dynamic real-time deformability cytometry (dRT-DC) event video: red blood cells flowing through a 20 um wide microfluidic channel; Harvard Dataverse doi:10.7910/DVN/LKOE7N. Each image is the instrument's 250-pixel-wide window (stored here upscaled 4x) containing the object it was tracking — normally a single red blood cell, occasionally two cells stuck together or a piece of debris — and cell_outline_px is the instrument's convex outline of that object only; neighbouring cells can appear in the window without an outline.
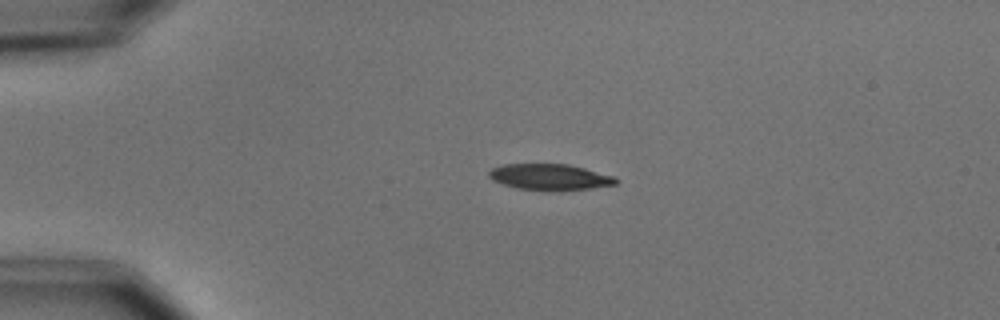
{"species": "common noctule bat (a hibernating species)", "species_latin": "Nyctalus noctula", "temperature_condition": "cold", "stored_images_in_passage": 4, "camera_frame_rate_fps": 3000, "um_per_image_px": 0.085, "animal": {"sex": "male", "body_mass_g": 15.6}, "frame": {"image": 1, "passage_image": 1, "time_ms": 0.0, "image_size_px": [1000, 320], "cell_outline_px": [[620, 180], [616, 184], [588, 188], [516, 188], [492, 180], [488, 176], [488, 172], [492, 168], [500, 164], [568, 164], [616, 176]], "centroid_in_image_um": [46.72, 14.99], "position_along_channel_um": 38.3, "area_um2": 18.55}}
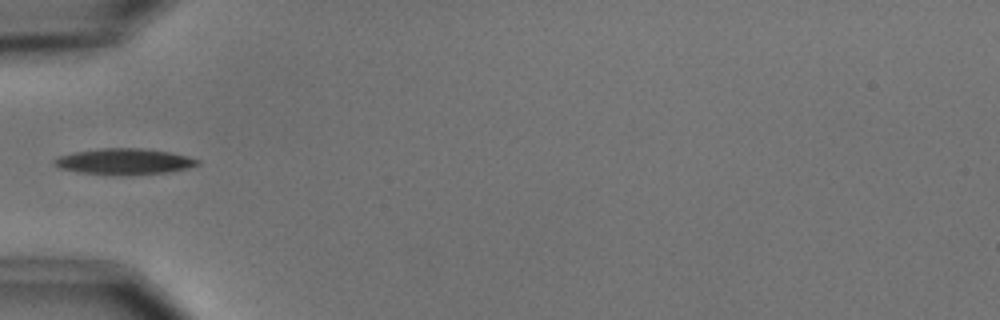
{"frame": {"image": 2, "passage_image": 3, "time_ms": 2.0, "image_size_px": [1000, 320], "cell_outline_px": [[200, 164], [168, 172], [124, 176], [120, 176], [80, 172], [60, 168], [52, 164], [52, 160], [60, 156], [72, 152], [100, 148], [140, 148], [168, 152], [200, 160]], "centroid_in_image_um": [10.49, 13.74], "position_along_channel_um": 74.5, "area_um2": 21.68}}